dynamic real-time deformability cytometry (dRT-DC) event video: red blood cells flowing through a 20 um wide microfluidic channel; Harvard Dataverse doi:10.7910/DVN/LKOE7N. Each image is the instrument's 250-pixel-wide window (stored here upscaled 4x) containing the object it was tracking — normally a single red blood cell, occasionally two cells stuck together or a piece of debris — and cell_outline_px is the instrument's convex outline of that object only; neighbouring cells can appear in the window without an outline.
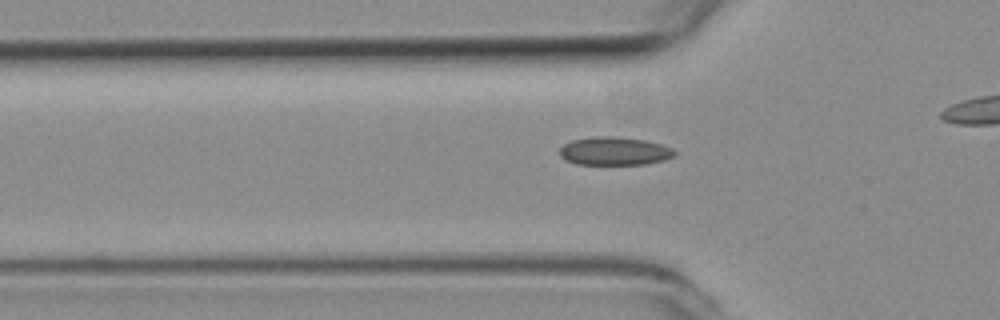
{"species": "common noctule bat (a hibernating species)", "species_latin": "Nyctalus noctula", "temperature_condition": "room temperature", "stored_images_in_passage": 32, "camera_frame_rate_fps": 3000, "um_per_image_px": 0.085, "animal": {"sex": "female", "body_mass_g": 19.3, "forearm_length_mm": 54.1}, "frame": {"image": 1, "passage_image": 6, "time_ms": 1.667, "image_size_px": [1000, 320], "cell_outline_px": [[676, 152], [672, 156], [664, 160], [644, 164], [576, 164], [560, 156], [560, 148], [564, 144], [572, 140], [596, 136], [616, 136], [644, 140], [660, 144], [672, 148]], "centroid_in_image_um": [52.21, 12.84], "position_along_channel_um": 73.6, "area_um2": 18.73}}
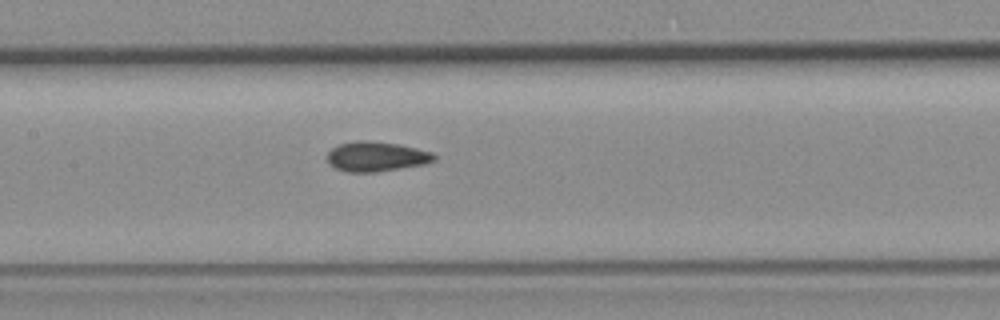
{"frame": {"image": 2, "passage_image": 14, "time_ms": 4.333, "image_size_px": [1000, 320], "cell_outline_px": [[436, 160], [424, 164], [376, 172], [348, 172], [336, 168], [328, 160], [328, 152], [332, 148], [340, 144], [356, 140], [364, 140], [396, 144], [416, 148], [432, 152], [436, 156]], "centroid_in_image_um": [32.0, 13.3], "position_along_channel_um": 175.4, "area_um2": 18.32}}
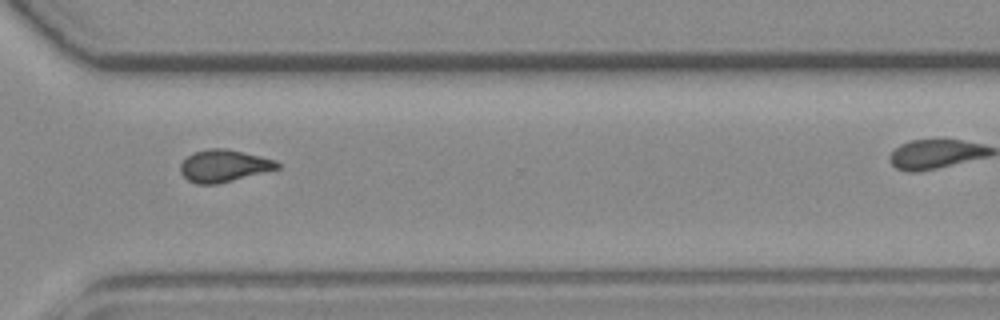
{"frame": {"image": 3, "passage_image": 28, "time_ms": 9.0, "image_size_px": [1000, 320], "cell_outline_px": [[280, 168], [216, 184], [196, 184], [188, 180], [180, 172], [180, 164], [192, 152], [208, 148], [224, 148], [260, 156], [276, 160], [280, 164]], "centroid_in_image_um": [19.0, 14.09], "position_along_channel_um": 351.6, "area_um2": 18.03}}